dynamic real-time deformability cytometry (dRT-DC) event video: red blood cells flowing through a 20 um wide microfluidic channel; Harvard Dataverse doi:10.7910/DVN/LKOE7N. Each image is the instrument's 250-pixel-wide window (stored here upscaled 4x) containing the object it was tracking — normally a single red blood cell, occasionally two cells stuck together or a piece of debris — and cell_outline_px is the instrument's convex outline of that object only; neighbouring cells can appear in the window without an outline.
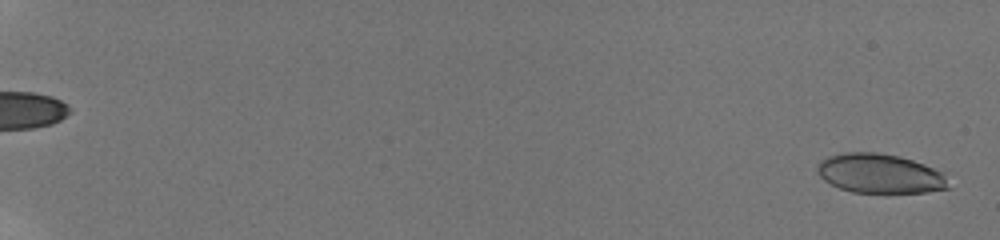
{"species": "human", "species_latin": "Homo sapiens", "temperature_condition": "room temperature", "stored_images_in_passage": 11, "camera_frame_rate_fps": 3000, "um_per_image_px": 0.085, "donor": {"sex": "male"}, "frame": {"image": 1, "passage_image": 1, "time_ms": 0.0, "image_size_px": [1000, 240], "cell_outline_px": [[948, 188], [928, 192], [852, 192], [840, 188], [824, 180], [820, 176], [816, 168], [820, 160], [828, 156], [844, 152], [876, 152], [900, 156], [924, 164], [944, 172]], "centroid_in_image_um": [74.77, 14.74], "position_along_channel_um": 10.2, "area_um2": 30.0}}
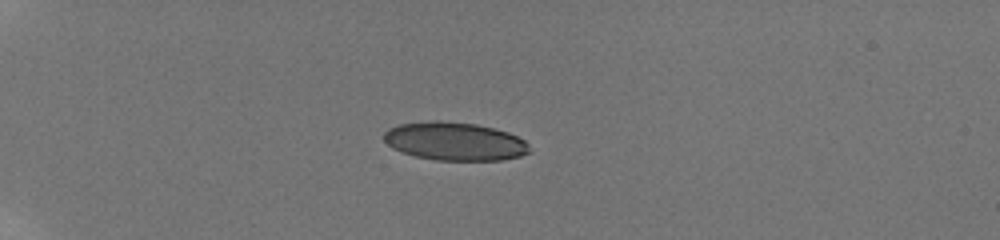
{"frame": {"image": 2, "passage_image": 7, "time_ms": 5.667, "image_size_px": [1000, 240], "cell_outline_px": [[532, 152], [520, 156], [500, 160], [436, 160], [416, 156], [392, 148], [384, 140], [384, 132], [388, 128], [400, 124], [432, 120], [436, 120], [476, 124], [508, 132], [524, 140], [528, 144]], "centroid_in_image_um": [38.66, 12.01], "position_along_channel_um": 46.3, "area_um2": 32.37}}
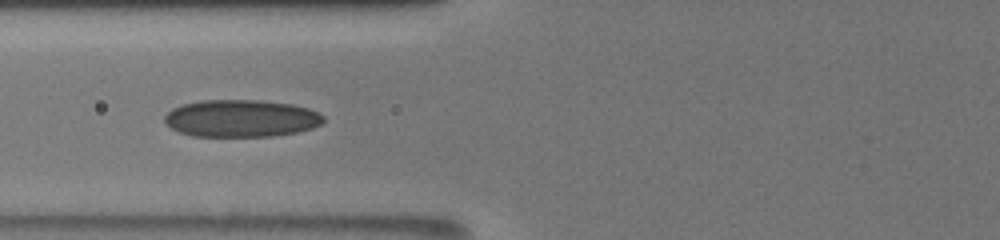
{"frame": {"image": 3, "passage_image": 10, "time_ms": 8.667, "image_size_px": [1000, 240], "cell_outline_px": [[324, 124], [312, 128], [296, 132], [272, 136], [192, 136], [180, 132], [172, 128], [164, 120], [164, 116], [172, 108], [180, 104], [200, 100], [260, 100], [292, 104], [308, 108], [324, 116]], "centroid_in_image_um": [20.5, 10.05], "position_along_channel_um": 105.3, "area_um2": 34.62}}